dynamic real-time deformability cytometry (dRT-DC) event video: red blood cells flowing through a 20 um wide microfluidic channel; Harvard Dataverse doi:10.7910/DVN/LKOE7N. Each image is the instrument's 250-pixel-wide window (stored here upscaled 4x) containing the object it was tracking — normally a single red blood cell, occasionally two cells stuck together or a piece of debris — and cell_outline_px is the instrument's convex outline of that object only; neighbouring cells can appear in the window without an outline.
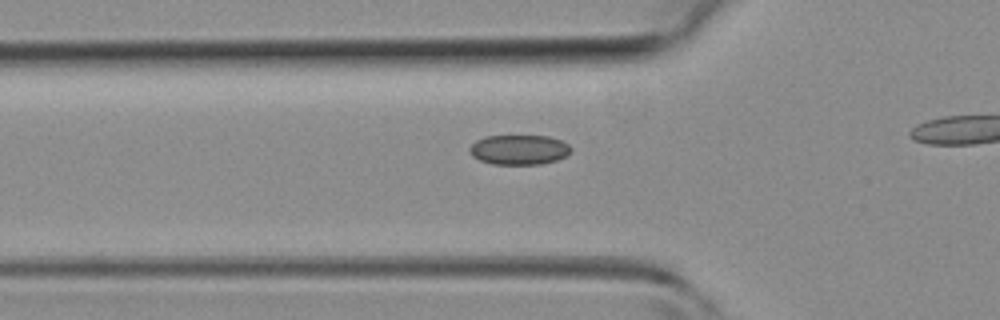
{"species": "common noctule bat (a hibernating species)", "species_latin": "Nyctalus noctula", "temperature_condition": "room temperature", "stored_images_in_passage": 17, "camera_frame_rate_fps": 3000, "um_per_image_px": 0.085, "animal": {"sex": "female", "body_mass_g": 19.3, "forearm_length_mm": 54.1}, "frame": {"image": 1, "passage_image": 10, "time_ms": 3.0, "image_size_px": [1000, 320], "cell_outline_px": [[572, 152], [568, 156], [556, 160], [540, 164], [492, 164], [480, 160], [472, 156], [468, 148], [476, 140], [484, 136], [548, 136], [560, 140], [568, 144], [572, 148]], "centroid_in_image_um": [44.14, 12.72], "position_along_channel_um": 81.7, "area_um2": 17.74}}
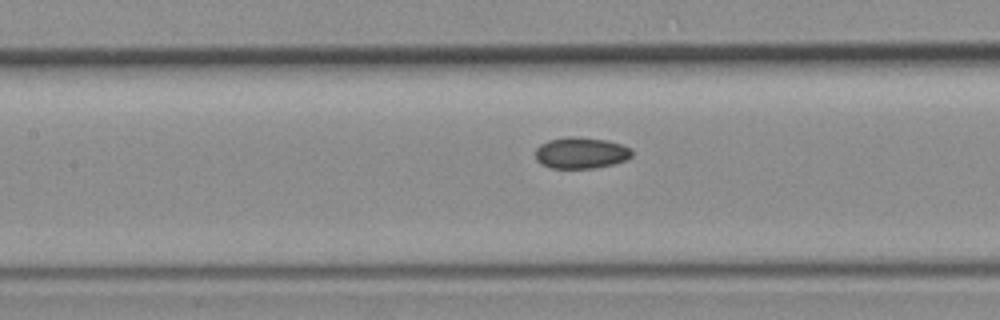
{"frame": {"image": 2, "passage_image": 15, "time_ms": 4.667, "image_size_px": [1000, 320], "cell_outline_px": [[632, 156], [628, 160], [612, 164], [592, 168], [552, 168], [540, 164], [536, 160], [536, 148], [540, 144], [548, 140], [568, 136], [572, 136], [604, 140], [620, 144], [632, 148]], "centroid_in_image_um": [49.37, 13.0], "position_along_channel_um": 158.0, "area_um2": 17.63}}